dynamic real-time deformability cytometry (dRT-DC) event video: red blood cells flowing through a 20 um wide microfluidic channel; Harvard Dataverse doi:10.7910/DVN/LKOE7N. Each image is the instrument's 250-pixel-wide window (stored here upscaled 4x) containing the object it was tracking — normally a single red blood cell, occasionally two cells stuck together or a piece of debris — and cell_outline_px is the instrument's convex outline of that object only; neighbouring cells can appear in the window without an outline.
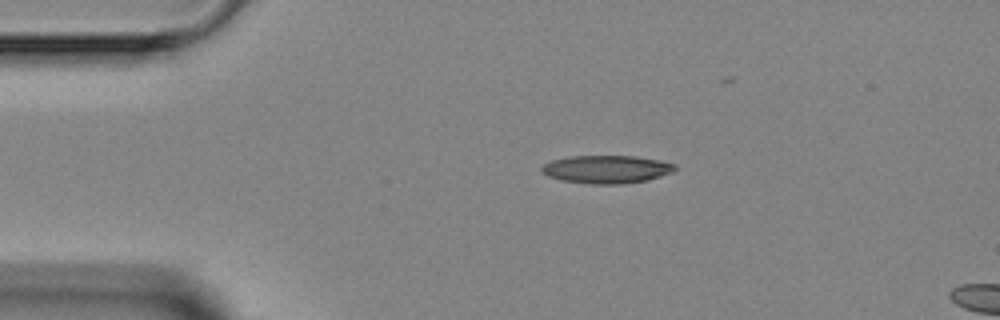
{"species": "Egyptian fruit bat (a non-hibernating species)", "species_latin": "Rousettus aegyptiacus", "temperature_condition": "room temperature", "stored_images_in_passage": 3, "segment_of_instrument_passage": [1, 2], "camera_frame_rate_fps": 3000, "um_per_image_px": 0.085, "animal": {"sex": "female"}, "frame": {"image": 1, "passage_image": 1, "time_ms": 0.0, "image_size_px": [1000, 320], "cell_outline_px": [[676, 172], [648, 180], [624, 184], [592, 184], [564, 180], [548, 176], [540, 168], [544, 164], [552, 160], [568, 156], [636, 156], [660, 160], [676, 164]], "centroid_in_image_um": [51.63, 14.38], "position_along_channel_um": 33.4, "area_um2": 21.85}}